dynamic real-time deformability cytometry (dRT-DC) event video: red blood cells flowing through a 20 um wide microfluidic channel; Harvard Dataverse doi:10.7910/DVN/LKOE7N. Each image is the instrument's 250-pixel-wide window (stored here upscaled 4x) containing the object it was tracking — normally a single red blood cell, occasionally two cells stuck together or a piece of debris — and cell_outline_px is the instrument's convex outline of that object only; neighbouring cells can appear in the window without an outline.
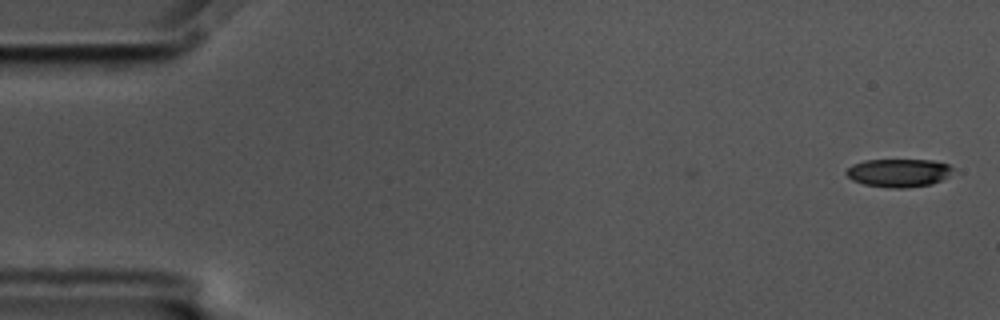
{"species": "common noctule bat (a hibernating species)", "species_latin": "Nyctalus noctula", "temperature_condition": "cold", "stored_images_in_passage": 4, "camera_frame_rate_fps": 3000, "um_per_image_px": 0.085, "animal": {"sex": "male", "body_mass_g": 17.5, "forearm_length_mm": 52.3}, "frame": {"image": 1, "passage_image": 4, "time_ms": 1.0, "image_size_px": [1000, 320], "cell_outline_px": [[956, 172], [932, 184], [904, 188], [892, 188], [864, 184], [852, 180], [844, 172], [852, 164], [864, 160], [932, 160], [948, 164], [956, 168]], "centroid_in_image_um": [76.42, 14.68], "position_along_channel_um": 8.6, "area_um2": 17.69}}